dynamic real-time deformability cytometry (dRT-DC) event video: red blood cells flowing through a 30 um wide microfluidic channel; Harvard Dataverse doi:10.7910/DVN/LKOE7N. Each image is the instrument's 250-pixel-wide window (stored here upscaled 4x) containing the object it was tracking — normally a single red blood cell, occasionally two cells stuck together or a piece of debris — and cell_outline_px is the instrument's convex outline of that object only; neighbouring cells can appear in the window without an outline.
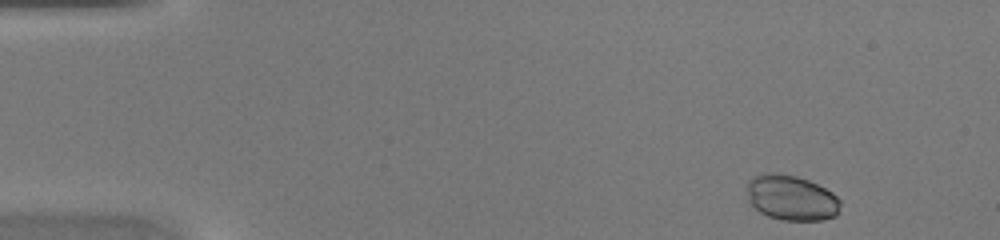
{"species": "common noctule bat (a hibernating species)", "species_latin": "Nyctalus noctula", "temperature_condition": "warm", "stored_images_in_passage": 42, "camera_frame_rate_fps": 3000, "um_per_image_px": 0.085, "animal": {"sex": "female", "body_mass_g": 20.0, "forearm_length_mm": 54.0}, "frame": {"image": 1, "passage_image": 1, "time_ms": 0.0, "image_size_px": [1000, 240], "cell_outline_px": [[840, 204], [836, 216], [824, 220], [784, 220], [768, 216], [760, 212], [748, 200], [748, 180], [752, 176], [764, 172], [776, 172], [796, 176], [808, 180], [832, 192], [840, 200]], "centroid_in_image_um": [67.25, 16.8], "position_along_channel_um": 17.7, "area_um2": 24.68}}
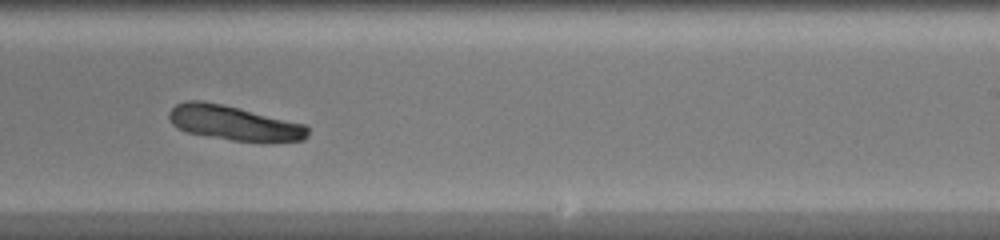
{"frame": {"image": 2, "passage_image": 25, "time_ms": 8.0, "image_size_px": [1000, 240], "cell_outline_px": [[308, 136], [304, 140], [264, 144], [232, 140], [188, 132], [172, 124], [168, 116], [168, 112], [176, 104], [184, 100], [200, 100], [240, 108], [304, 124], [308, 128]], "centroid_in_image_um": [19.93, 10.48], "position_along_channel_um": 269.1, "area_um2": 28.32}}
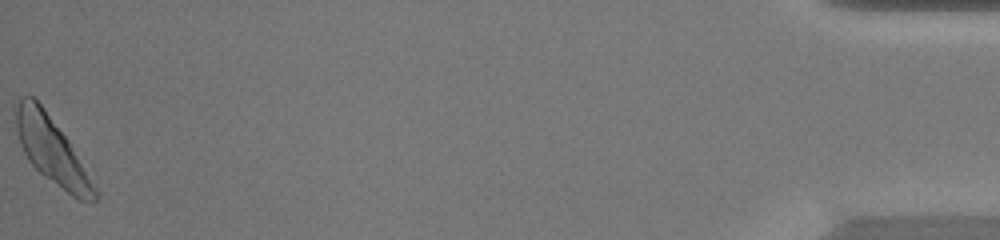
{"frame": {"image": 3, "passage_image": 42, "time_ms": 13.667, "image_size_px": [1000, 240], "cell_outline_px": [[100, 196], [96, 200], [80, 200], [72, 196], [44, 176], [28, 160], [20, 144], [16, 128], [16, 104], [20, 96], [32, 96], [44, 108], [68, 140], [100, 192]], "centroid_in_image_um": [4.42, 12.8], "position_along_channel_um": 430.8, "area_um2": 30.11}}